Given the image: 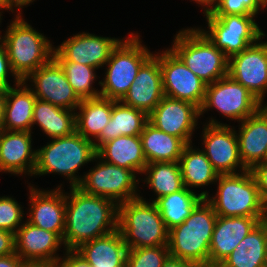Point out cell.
<instances>
[{"label": "cell", "instance_id": "cell-49", "mask_svg": "<svg viewBox=\"0 0 267 267\" xmlns=\"http://www.w3.org/2000/svg\"><path fill=\"white\" fill-rule=\"evenodd\" d=\"M261 223L265 226L267 230V203H265L264 205V211H263Z\"/></svg>", "mask_w": 267, "mask_h": 267}, {"label": "cell", "instance_id": "cell-42", "mask_svg": "<svg viewBox=\"0 0 267 267\" xmlns=\"http://www.w3.org/2000/svg\"><path fill=\"white\" fill-rule=\"evenodd\" d=\"M15 253L14 234L7 230L0 229V256Z\"/></svg>", "mask_w": 267, "mask_h": 267}, {"label": "cell", "instance_id": "cell-21", "mask_svg": "<svg viewBox=\"0 0 267 267\" xmlns=\"http://www.w3.org/2000/svg\"><path fill=\"white\" fill-rule=\"evenodd\" d=\"M15 253L23 261H46L55 264L62 239L54 232L32 225L27 220L14 234ZM57 255V256H56Z\"/></svg>", "mask_w": 267, "mask_h": 267}, {"label": "cell", "instance_id": "cell-50", "mask_svg": "<svg viewBox=\"0 0 267 267\" xmlns=\"http://www.w3.org/2000/svg\"><path fill=\"white\" fill-rule=\"evenodd\" d=\"M6 10V0H0V10ZM2 16V13L0 12V18Z\"/></svg>", "mask_w": 267, "mask_h": 267}, {"label": "cell", "instance_id": "cell-5", "mask_svg": "<svg viewBox=\"0 0 267 267\" xmlns=\"http://www.w3.org/2000/svg\"><path fill=\"white\" fill-rule=\"evenodd\" d=\"M21 14V11L16 14L0 38L6 46L12 71L24 80L53 58L54 47L47 37L24 21Z\"/></svg>", "mask_w": 267, "mask_h": 267}, {"label": "cell", "instance_id": "cell-25", "mask_svg": "<svg viewBox=\"0 0 267 267\" xmlns=\"http://www.w3.org/2000/svg\"><path fill=\"white\" fill-rule=\"evenodd\" d=\"M92 267H126L128 248L117 230L75 249Z\"/></svg>", "mask_w": 267, "mask_h": 267}, {"label": "cell", "instance_id": "cell-34", "mask_svg": "<svg viewBox=\"0 0 267 267\" xmlns=\"http://www.w3.org/2000/svg\"><path fill=\"white\" fill-rule=\"evenodd\" d=\"M142 174L146 175L144 182L155 192L157 196L155 199L184 188L179 162L149 163Z\"/></svg>", "mask_w": 267, "mask_h": 267}, {"label": "cell", "instance_id": "cell-11", "mask_svg": "<svg viewBox=\"0 0 267 267\" xmlns=\"http://www.w3.org/2000/svg\"><path fill=\"white\" fill-rule=\"evenodd\" d=\"M262 106L263 104L246 87L226 75L207 85L200 116L210 108H215L223 117L241 122Z\"/></svg>", "mask_w": 267, "mask_h": 267}, {"label": "cell", "instance_id": "cell-37", "mask_svg": "<svg viewBox=\"0 0 267 267\" xmlns=\"http://www.w3.org/2000/svg\"><path fill=\"white\" fill-rule=\"evenodd\" d=\"M265 9V0H218L213 15H257Z\"/></svg>", "mask_w": 267, "mask_h": 267}, {"label": "cell", "instance_id": "cell-7", "mask_svg": "<svg viewBox=\"0 0 267 267\" xmlns=\"http://www.w3.org/2000/svg\"><path fill=\"white\" fill-rule=\"evenodd\" d=\"M217 181L215 196L205 199L218 216L262 217L265 203L250 170L241 174L219 175Z\"/></svg>", "mask_w": 267, "mask_h": 267}, {"label": "cell", "instance_id": "cell-12", "mask_svg": "<svg viewBox=\"0 0 267 267\" xmlns=\"http://www.w3.org/2000/svg\"><path fill=\"white\" fill-rule=\"evenodd\" d=\"M153 55L159 60L164 95L191 102L200 108L207 84L195 75L171 49Z\"/></svg>", "mask_w": 267, "mask_h": 267}, {"label": "cell", "instance_id": "cell-48", "mask_svg": "<svg viewBox=\"0 0 267 267\" xmlns=\"http://www.w3.org/2000/svg\"><path fill=\"white\" fill-rule=\"evenodd\" d=\"M6 98V89L0 88V129L4 118V104Z\"/></svg>", "mask_w": 267, "mask_h": 267}, {"label": "cell", "instance_id": "cell-40", "mask_svg": "<svg viewBox=\"0 0 267 267\" xmlns=\"http://www.w3.org/2000/svg\"><path fill=\"white\" fill-rule=\"evenodd\" d=\"M250 171L256 180L262 201L267 203V161L255 165Z\"/></svg>", "mask_w": 267, "mask_h": 267}, {"label": "cell", "instance_id": "cell-10", "mask_svg": "<svg viewBox=\"0 0 267 267\" xmlns=\"http://www.w3.org/2000/svg\"><path fill=\"white\" fill-rule=\"evenodd\" d=\"M96 166L82 178L78 188L84 193L113 200L117 205L140 197L136 173L103 161L96 155ZM100 160V161H99Z\"/></svg>", "mask_w": 267, "mask_h": 267}, {"label": "cell", "instance_id": "cell-47", "mask_svg": "<svg viewBox=\"0 0 267 267\" xmlns=\"http://www.w3.org/2000/svg\"><path fill=\"white\" fill-rule=\"evenodd\" d=\"M19 267H55V264L46 261H22Z\"/></svg>", "mask_w": 267, "mask_h": 267}, {"label": "cell", "instance_id": "cell-23", "mask_svg": "<svg viewBox=\"0 0 267 267\" xmlns=\"http://www.w3.org/2000/svg\"><path fill=\"white\" fill-rule=\"evenodd\" d=\"M236 132L239 153L244 167L251 170L266 161L267 111L261 107L256 113L241 121Z\"/></svg>", "mask_w": 267, "mask_h": 267}, {"label": "cell", "instance_id": "cell-27", "mask_svg": "<svg viewBox=\"0 0 267 267\" xmlns=\"http://www.w3.org/2000/svg\"><path fill=\"white\" fill-rule=\"evenodd\" d=\"M148 121L145 112L112 100L111 119L96 139L95 150L119 136H140Z\"/></svg>", "mask_w": 267, "mask_h": 267}, {"label": "cell", "instance_id": "cell-31", "mask_svg": "<svg viewBox=\"0 0 267 267\" xmlns=\"http://www.w3.org/2000/svg\"><path fill=\"white\" fill-rule=\"evenodd\" d=\"M208 196L207 191L196 194L194 190L184 187L182 190L154 199L152 202L155 203L169 231L183 223L191 215L194 208Z\"/></svg>", "mask_w": 267, "mask_h": 267}, {"label": "cell", "instance_id": "cell-29", "mask_svg": "<svg viewBox=\"0 0 267 267\" xmlns=\"http://www.w3.org/2000/svg\"><path fill=\"white\" fill-rule=\"evenodd\" d=\"M147 164L154 162H179L185 143L178 137L169 135L149 121L140 134Z\"/></svg>", "mask_w": 267, "mask_h": 267}, {"label": "cell", "instance_id": "cell-3", "mask_svg": "<svg viewBox=\"0 0 267 267\" xmlns=\"http://www.w3.org/2000/svg\"><path fill=\"white\" fill-rule=\"evenodd\" d=\"M93 141L87 140L77 131L60 138H54L36 153V166L33 175L48 173L61 174L70 180L71 187H78L82 181L78 169L89 161L96 160Z\"/></svg>", "mask_w": 267, "mask_h": 267}, {"label": "cell", "instance_id": "cell-24", "mask_svg": "<svg viewBox=\"0 0 267 267\" xmlns=\"http://www.w3.org/2000/svg\"><path fill=\"white\" fill-rule=\"evenodd\" d=\"M27 85L26 82L21 80L18 84L13 85L15 88L11 86L6 89L1 129L32 132L33 110L37 98Z\"/></svg>", "mask_w": 267, "mask_h": 267}, {"label": "cell", "instance_id": "cell-8", "mask_svg": "<svg viewBox=\"0 0 267 267\" xmlns=\"http://www.w3.org/2000/svg\"><path fill=\"white\" fill-rule=\"evenodd\" d=\"M130 36V37H129ZM112 51L106 62V75L101 86L100 96L121 101L127 94L141 66L153 55L142 45L140 35L130 33Z\"/></svg>", "mask_w": 267, "mask_h": 267}, {"label": "cell", "instance_id": "cell-1", "mask_svg": "<svg viewBox=\"0 0 267 267\" xmlns=\"http://www.w3.org/2000/svg\"><path fill=\"white\" fill-rule=\"evenodd\" d=\"M70 188L62 238L65 250H75L82 243L117 230L118 205L113 200Z\"/></svg>", "mask_w": 267, "mask_h": 267}, {"label": "cell", "instance_id": "cell-19", "mask_svg": "<svg viewBox=\"0 0 267 267\" xmlns=\"http://www.w3.org/2000/svg\"><path fill=\"white\" fill-rule=\"evenodd\" d=\"M164 96L159 60L152 55L139 69L121 102L149 115Z\"/></svg>", "mask_w": 267, "mask_h": 267}, {"label": "cell", "instance_id": "cell-28", "mask_svg": "<svg viewBox=\"0 0 267 267\" xmlns=\"http://www.w3.org/2000/svg\"><path fill=\"white\" fill-rule=\"evenodd\" d=\"M217 267H267V230L260 222Z\"/></svg>", "mask_w": 267, "mask_h": 267}, {"label": "cell", "instance_id": "cell-2", "mask_svg": "<svg viewBox=\"0 0 267 267\" xmlns=\"http://www.w3.org/2000/svg\"><path fill=\"white\" fill-rule=\"evenodd\" d=\"M218 215L204 198L183 223L169 230L171 257L209 267V250Z\"/></svg>", "mask_w": 267, "mask_h": 267}, {"label": "cell", "instance_id": "cell-4", "mask_svg": "<svg viewBox=\"0 0 267 267\" xmlns=\"http://www.w3.org/2000/svg\"><path fill=\"white\" fill-rule=\"evenodd\" d=\"M117 229L128 249L168 245L169 231L160 212L141 196L118 205Z\"/></svg>", "mask_w": 267, "mask_h": 267}, {"label": "cell", "instance_id": "cell-43", "mask_svg": "<svg viewBox=\"0 0 267 267\" xmlns=\"http://www.w3.org/2000/svg\"><path fill=\"white\" fill-rule=\"evenodd\" d=\"M162 267H204V266L169 256L167 260L163 263Z\"/></svg>", "mask_w": 267, "mask_h": 267}, {"label": "cell", "instance_id": "cell-18", "mask_svg": "<svg viewBox=\"0 0 267 267\" xmlns=\"http://www.w3.org/2000/svg\"><path fill=\"white\" fill-rule=\"evenodd\" d=\"M30 213L27 221L34 226L56 233L61 239L65 231L66 193L61 186L55 190H38L30 186Z\"/></svg>", "mask_w": 267, "mask_h": 267}, {"label": "cell", "instance_id": "cell-41", "mask_svg": "<svg viewBox=\"0 0 267 267\" xmlns=\"http://www.w3.org/2000/svg\"><path fill=\"white\" fill-rule=\"evenodd\" d=\"M55 267H92V266L75 250H65V255L62 257V259L59 258L56 261Z\"/></svg>", "mask_w": 267, "mask_h": 267}, {"label": "cell", "instance_id": "cell-46", "mask_svg": "<svg viewBox=\"0 0 267 267\" xmlns=\"http://www.w3.org/2000/svg\"><path fill=\"white\" fill-rule=\"evenodd\" d=\"M200 4L204 8L203 14L211 13L217 6L218 0H192Z\"/></svg>", "mask_w": 267, "mask_h": 267}, {"label": "cell", "instance_id": "cell-36", "mask_svg": "<svg viewBox=\"0 0 267 267\" xmlns=\"http://www.w3.org/2000/svg\"><path fill=\"white\" fill-rule=\"evenodd\" d=\"M169 256L168 245L128 249L126 267H162Z\"/></svg>", "mask_w": 267, "mask_h": 267}, {"label": "cell", "instance_id": "cell-15", "mask_svg": "<svg viewBox=\"0 0 267 267\" xmlns=\"http://www.w3.org/2000/svg\"><path fill=\"white\" fill-rule=\"evenodd\" d=\"M122 40L83 32L54 47L53 58L57 62H76L97 70L106 64Z\"/></svg>", "mask_w": 267, "mask_h": 267}, {"label": "cell", "instance_id": "cell-16", "mask_svg": "<svg viewBox=\"0 0 267 267\" xmlns=\"http://www.w3.org/2000/svg\"><path fill=\"white\" fill-rule=\"evenodd\" d=\"M32 82L35 97L55 106L77 111L81 99L68 82L60 64L52 58L47 64L30 73L23 81Z\"/></svg>", "mask_w": 267, "mask_h": 267}, {"label": "cell", "instance_id": "cell-20", "mask_svg": "<svg viewBox=\"0 0 267 267\" xmlns=\"http://www.w3.org/2000/svg\"><path fill=\"white\" fill-rule=\"evenodd\" d=\"M262 217L218 216L209 250V267H217L260 222Z\"/></svg>", "mask_w": 267, "mask_h": 267}, {"label": "cell", "instance_id": "cell-14", "mask_svg": "<svg viewBox=\"0 0 267 267\" xmlns=\"http://www.w3.org/2000/svg\"><path fill=\"white\" fill-rule=\"evenodd\" d=\"M260 40L228 58V75L263 104L267 92V41Z\"/></svg>", "mask_w": 267, "mask_h": 267}, {"label": "cell", "instance_id": "cell-45", "mask_svg": "<svg viewBox=\"0 0 267 267\" xmlns=\"http://www.w3.org/2000/svg\"><path fill=\"white\" fill-rule=\"evenodd\" d=\"M35 0H6V10L14 12V7H18L15 9H19L17 11H20V9L23 8V6L30 5L31 2H34Z\"/></svg>", "mask_w": 267, "mask_h": 267}, {"label": "cell", "instance_id": "cell-38", "mask_svg": "<svg viewBox=\"0 0 267 267\" xmlns=\"http://www.w3.org/2000/svg\"><path fill=\"white\" fill-rule=\"evenodd\" d=\"M24 211L22 206L12 197H0V229L13 234L23 224Z\"/></svg>", "mask_w": 267, "mask_h": 267}, {"label": "cell", "instance_id": "cell-33", "mask_svg": "<svg viewBox=\"0 0 267 267\" xmlns=\"http://www.w3.org/2000/svg\"><path fill=\"white\" fill-rule=\"evenodd\" d=\"M184 187L199 188L217 183L219 174L213 168L203 150L186 144L179 159ZM191 187V188H190Z\"/></svg>", "mask_w": 267, "mask_h": 267}, {"label": "cell", "instance_id": "cell-17", "mask_svg": "<svg viewBox=\"0 0 267 267\" xmlns=\"http://www.w3.org/2000/svg\"><path fill=\"white\" fill-rule=\"evenodd\" d=\"M199 116L200 108L193 103L164 96L148 115V120L159 130L192 144L191 136Z\"/></svg>", "mask_w": 267, "mask_h": 267}, {"label": "cell", "instance_id": "cell-44", "mask_svg": "<svg viewBox=\"0 0 267 267\" xmlns=\"http://www.w3.org/2000/svg\"><path fill=\"white\" fill-rule=\"evenodd\" d=\"M22 261L16 253L0 256V267H19Z\"/></svg>", "mask_w": 267, "mask_h": 267}, {"label": "cell", "instance_id": "cell-9", "mask_svg": "<svg viewBox=\"0 0 267 267\" xmlns=\"http://www.w3.org/2000/svg\"><path fill=\"white\" fill-rule=\"evenodd\" d=\"M208 31L200 30L229 58L255 44L266 35L254 20L255 15L205 14Z\"/></svg>", "mask_w": 267, "mask_h": 267}, {"label": "cell", "instance_id": "cell-51", "mask_svg": "<svg viewBox=\"0 0 267 267\" xmlns=\"http://www.w3.org/2000/svg\"><path fill=\"white\" fill-rule=\"evenodd\" d=\"M262 107L267 111V105L266 104L263 105Z\"/></svg>", "mask_w": 267, "mask_h": 267}, {"label": "cell", "instance_id": "cell-39", "mask_svg": "<svg viewBox=\"0 0 267 267\" xmlns=\"http://www.w3.org/2000/svg\"><path fill=\"white\" fill-rule=\"evenodd\" d=\"M1 20L2 18H0V23ZM10 73H12L11 75L14 76L15 85L18 84L21 80L12 71L6 46L3 40L0 38V88L7 89L11 87V84H9L8 81V76Z\"/></svg>", "mask_w": 267, "mask_h": 267}, {"label": "cell", "instance_id": "cell-30", "mask_svg": "<svg viewBox=\"0 0 267 267\" xmlns=\"http://www.w3.org/2000/svg\"><path fill=\"white\" fill-rule=\"evenodd\" d=\"M77 109L79 112H75L76 131L95 143L111 119L112 100L102 96L83 99Z\"/></svg>", "mask_w": 267, "mask_h": 267}, {"label": "cell", "instance_id": "cell-26", "mask_svg": "<svg viewBox=\"0 0 267 267\" xmlns=\"http://www.w3.org/2000/svg\"><path fill=\"white\" fill-rule=\"evenodd\" d=\"M96 154L103 161L140 174L147 165L140 136H119L103 144Z\"/></svg>", "mask_w": 267, "mask_h": 267}, {"label": "cell", "instance_id": "cell-32", "mask_svg": "<svg viewBox=\"0 0 267 267\" xmlns=\"http://www.w3.org/2000/svg\"><path fill=\"white\" fill-rule=\"evenodd\" d=\"M37 124L51 139L68 136L76 131L75 111L36 100L32 127Z\"/></svg>", "mask_w": 267, "mask_h": 267}, {"label": "cell", "instance_id": "cell-22", "mask_svg": "<svg viewBox=\"0 0 267 267\" xmlns=\"http://www.w3.org/2000/svg\"><path fill=\"white\" fill-rule=\"evenodd\" d=\"M31 132L0 129V172L33 176L37 150H32Z\"/></svg>", "mask_w": 267, "mask_h": 267}, {"label": "cell", "instance_id": "cell-6", "mask_svg": "<svg viewBox=\"0 0 267 267\" xmlns=\"http://www.w3.org/2000/svg\"><path fill=\"white\" fill-rule=\"evenodd\" d=\"M170 49L207 85L228 75V57L199 28L179 31Z\"/></svg>", "mask_w": 267, "mask_h": 267}, {"label": "cell", "instance_id": "cell-35", "mask_svg": "<svg viewBox=\"0 0 267 267\" xmlns=\"http://www.w3.org/2000/svg\"><path fill=\"white\" fill-rule=\"evenodd\" d=\"M58 63L64 70L69 84L81 100L100 96V91L93 88V82L96 80L94 73L96 68L76 62Z\"/></svg>", "mask_w": 267, "mask_h": 267}, {"label": "cell", "instance_id": "cell-13", "mask_svg": "<svg viewBox=\"0 0 267 267\" xmlns=\"http://www.w3.org/2000/svg\"><path fill=\"white\" fill-rule=\"evenodd\" d=\"M204 125L202 138L205 155L219 175L237 174L247 169L244 167L239 153L236 130L228 124L209 120ZM240 168V172L237 171Z\"/></svg>", "mask_w": 267, "mask_h": 267}]
</instances>
